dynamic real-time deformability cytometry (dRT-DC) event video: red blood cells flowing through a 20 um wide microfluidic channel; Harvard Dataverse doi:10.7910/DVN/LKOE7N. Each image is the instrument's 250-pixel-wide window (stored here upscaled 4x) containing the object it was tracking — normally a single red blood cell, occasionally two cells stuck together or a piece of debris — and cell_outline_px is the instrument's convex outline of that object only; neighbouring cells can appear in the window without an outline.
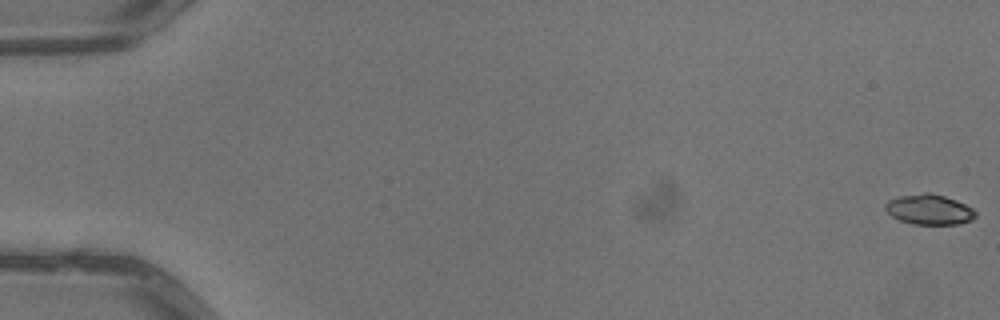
{"species": "common noctule bat (a hibernating species)", "species_latin": "Nyctalus noctula", "temperature_condition": "warm", "stored_images_in_passage": 7, "camera_frame_rate_fps": 3000, "um_per_image_px": 0.085, "animal": {"sex": "male", "body_mass_g": 13.3}, "frame": {"image": 1, "passage_image": 1, "time_ms": 0.0, "image_size_px": [1000, 320], "cell_outline_px": [[976, 216], [972, 220], [956, 224], [912, 224], [900, 220], [892, 216], [884, 208], [884, 204], [888, 200], [900, 196], [924, 192], [928, 192], [944, 196], [956, 200], [972, 208], [976, 212]], "centroid_in_image_um": [78.97, 17.8], "position_along_channel_um": 6.0, "area_um2": 15.84}}
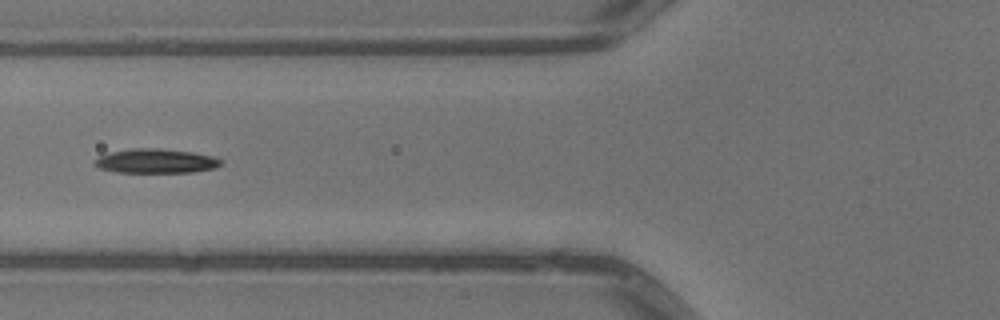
{"frame": {"image": 2, "passage_image": 6, "time_ms": 1.667, "image_size_px": [1000, 320], "cell_outline_px": [[224, 164], [216, 168], [192, 172], [116, 172], [100, 168], [92, 164], [92, 160], [100, 156], [112, 152], [132, 148], [160, 148], [192, 152], [212, 156], [220, 160]], "centroid_in_image_um": [13.24, 13.69], "position_along_channel_um": 112.6, "area_um2": 17.92}}
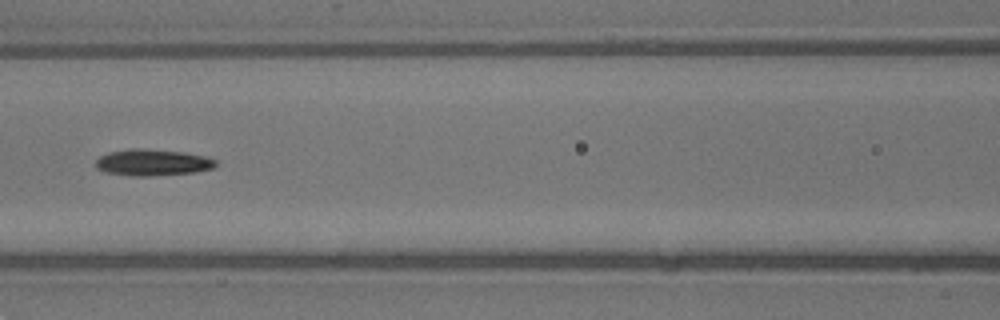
{"frame": {"image": 3, "passage_image": 7, "time_ms": 2.0, "image_size_px": [1000, 320], "cell_outline_px": [[216, 164], [212, 168], [196, 172], [152, 176], [132, 176], [104, 172], [96, 168], [96, 160], [100, 156], [108, 152], [128, 148], [144, 148], [184, 152], [208, 156], [216, 160]], "centroid_in_image_um": [12.96, 13.8], "position_along_channel_um": 153.6, "area_um2": 18.79}}